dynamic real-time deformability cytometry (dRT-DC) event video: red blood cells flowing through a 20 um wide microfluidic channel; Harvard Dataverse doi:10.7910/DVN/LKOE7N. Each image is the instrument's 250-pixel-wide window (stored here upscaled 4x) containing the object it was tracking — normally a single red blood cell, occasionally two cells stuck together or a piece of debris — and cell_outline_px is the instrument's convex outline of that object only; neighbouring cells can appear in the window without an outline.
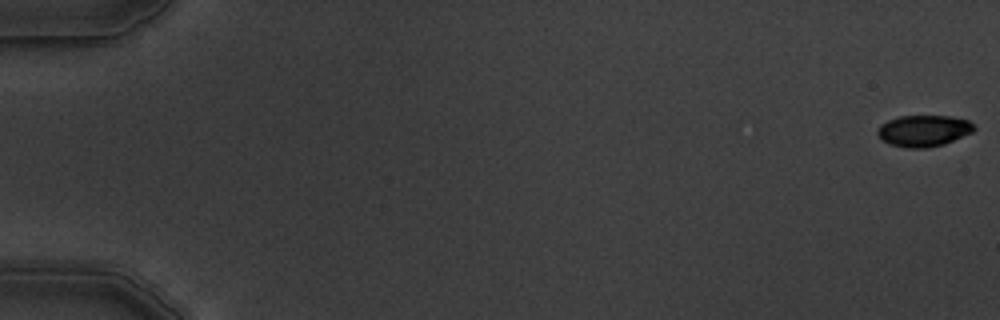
{"species": "common noctule bat (a hibernating species)", "species_latin": "Nyctalus noctula", "temperature_condition": "warm", "stored_images_in_passage": 6, "camera_frame_rate_fps": 3000, "um_per_image_px": 0.085, "animal": {"sex": "male", "body_mass_g": 19.5, "forearm_length_mm": 54.6}, "frame": {"image": 1, "passage_image": 1, "time_ms": 0.0, "image_size_px": [1000, 320], "cell_outline_px": [[976, 128], [972, 132], [944, 144], [928, 148], [908, 148], [888, 144], [876, 132], [876, 128], [880, 124], [888, 120], [900, 116], [948, 116], [968, 120]], "centroid_in_image_um": [78.48, 11.12], "position_along_channel_um": 6.5, "area_um2": 17.63}}
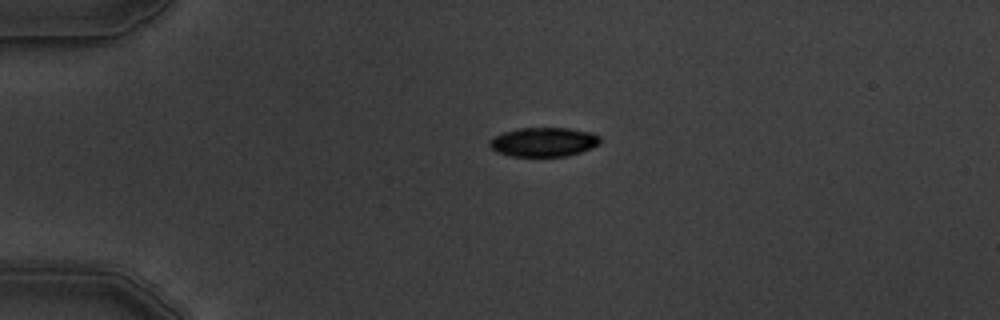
{"frame": {"image": 2, "passage_image": 5, "time_ms": 4.333, "image_size_px": [1000, 320], "cell_outline_px": [[600, 144], [580, 152], [568, 156], [512, 156], [496, 152], [488, 144], [488, 140], [504, 132], [516, 128], [568, 128], [592, 132], [600, 136]], "centroid_in_image_um": [46.21, 12.06], "position_along_channel_um": 38.8, "area_um2": 18.84}}